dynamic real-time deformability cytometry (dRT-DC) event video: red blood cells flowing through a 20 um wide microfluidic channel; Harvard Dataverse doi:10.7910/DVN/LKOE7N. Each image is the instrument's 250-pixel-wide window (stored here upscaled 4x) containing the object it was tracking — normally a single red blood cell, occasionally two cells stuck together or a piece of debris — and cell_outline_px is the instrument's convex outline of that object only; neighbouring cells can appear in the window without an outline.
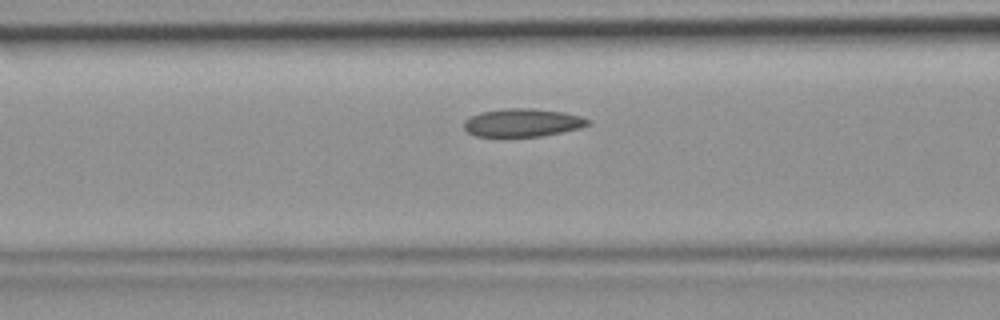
{"species": "common noctule bat (a hibernating species)", "species_latin": "Nyctalus noctula", "temperature_condition": "room temperature", "stored_images_in_passage": 30, "camera_frame_rate_fps": 3000, "um_per_image_px": 0.085, "animal": {"sex": "female", "body_mass_g": 19.9}, "frame": {"image": 1, "passage_image": 5, "time_ms": 1.333, "image_size_px": [1000, 320], "cell_outline_px": [[592, 124], [580, 128], [540, 136], [476, 136], [468, 132], [464, 128], [464, 120], [480, 112], [508, 108], [532, 108], [564, 112], [580, 116], [592, 120]], "centroid_in_image_um": [44.45, 10.42], "position_along_channel_um": 122.2, "area_um2": 20.23}}
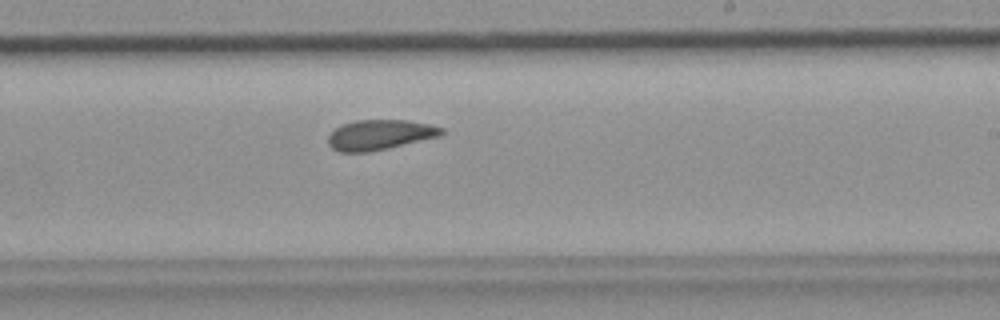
{"frame": {"image": 2, "passage_image": 14, "time_ms": 4.333, "image_size_px": [1000, 320], "cell_outline_px": [[444, 132], [440, 136], [388, 148], [368, 152], [340, 152], [332, 148], [328, 144], [328, 136], [336, 128], [344, 124], [356, 120], [408, 120], [428, 124], [444, 128]], "centroid_in_image_um": [32.29, 11.46], "position_along_channel_um": 256.7, "area_um2": 19.77}}
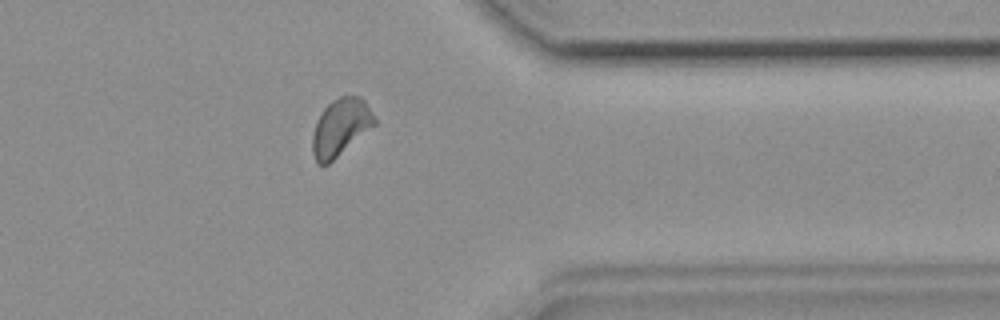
{"frame": {"image": 3, "passage_image": 23, "time_ms": 7.333, "image_size_px": [1000, 320], "cell_outline_px": [[376, 124], [328, 164], [316, 164], [312, 152], [312, 136], [316, 124], [324, 108], [332, 100], [340, 96], [360, 96], [364, 100], [372, 112], [376, 120]], "centroid_in_image_um": [28.94, 10.82], "position_along_channel_um": 382.5, "area_um2": 20.4}}